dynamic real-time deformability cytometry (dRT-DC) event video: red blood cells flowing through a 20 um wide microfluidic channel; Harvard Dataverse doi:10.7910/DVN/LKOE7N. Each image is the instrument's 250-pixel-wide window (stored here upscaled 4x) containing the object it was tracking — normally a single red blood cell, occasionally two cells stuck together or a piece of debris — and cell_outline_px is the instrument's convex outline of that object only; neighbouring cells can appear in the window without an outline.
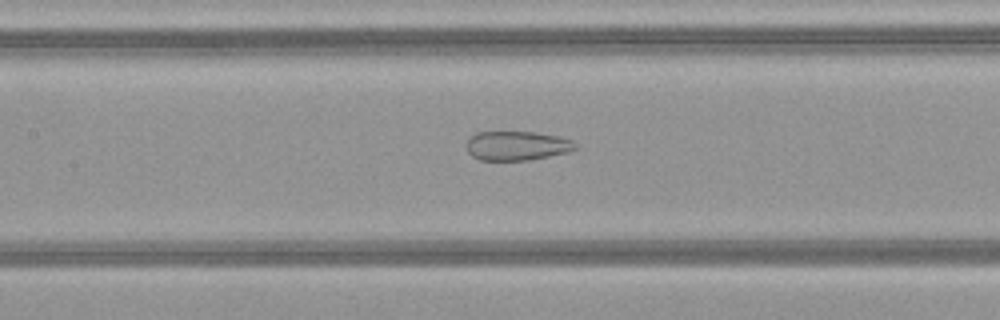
{"species": "common noctule bat (a hibernating species)", "species_latin": "Nyctalus noctula", "temperature_condition": "warm", "stored_images_in_passage": 41, "camera_frame_rate_fps": 3000, "um_per_image_px": 0.085, "animal": {"sex": "female", "body_mass_g": 21.9}, "frame": {"image": 1, "passage_image": 21, "time_ms": 6.667, "image_size_px": [1000, 320], "cell_outline_px": [[576, 148], [568, 152], [528, 160], [480, 160], [472, 156], [468, 152], [468, 140], [476, 132], [536, 132], [560, 136], [572, 140], [576, 144]], "centroid_in_image_um": [43.96, 12.38], "position_along_channel_um": 163.4, "area_um2": 18.44}}
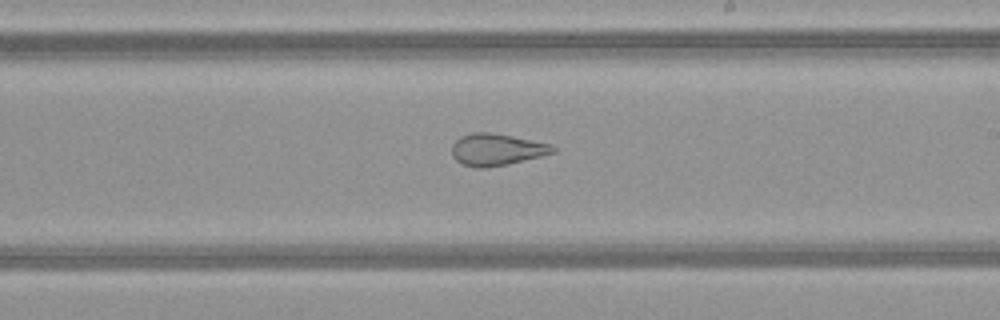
{"frame": {"image": 2, "passage_image": 27, "time_ms": 8.667, "image_size_px": [1000, 320], "cell_outline_px": [[556, 152], [540, 156], [488, 168], [476, 168], [464, 164], [456, 160], [452, 156], [452, 144], [460, 136], [472, 132], [488, 132], [512, 136], [552, 144], [556, 148]], "centroid_in_image_um": [42.2, 12.7], "position_along_channel_um": 246.8, "area_um2": 18.67}}
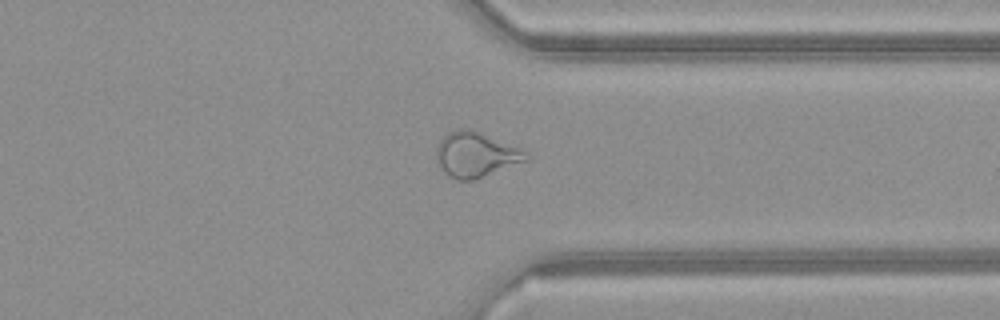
{"frame": {"image": 3, "passage_image": 36, "time_ms": 11.667, "image_size_px": [1000, 320], "cell_outline_px": [[528, 160], [472, 180], [456, 180], [448, 176], [444, 172], [436, 160], [436, 148], [440, 140], [448, 132], [456, 128], [464, 128], [480, 132], [520, 148], [524, 152]], "centroid_in_image_um": [40.38, 13.13], "position_along_channel_um": 371.0, "area_um2": 23.24}}